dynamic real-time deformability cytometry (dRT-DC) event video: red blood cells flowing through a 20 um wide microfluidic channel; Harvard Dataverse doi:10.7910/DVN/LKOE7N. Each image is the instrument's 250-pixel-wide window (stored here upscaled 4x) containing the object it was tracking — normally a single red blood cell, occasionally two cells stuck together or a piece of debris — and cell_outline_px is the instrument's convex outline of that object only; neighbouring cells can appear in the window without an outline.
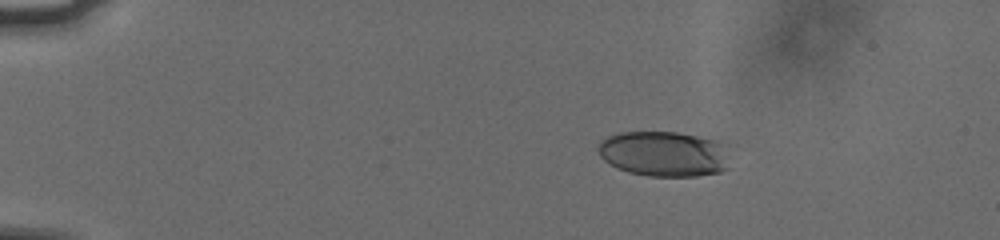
{"species": "human", "species_latin": "Homo sapiens", "temperature_condition": "cold", "stored_images_in_passage": 47, "camera_frame_rate_fps": 3000, "um_per_image_px": 0.085, "donor": {"sex": "male"}, "frame": {"image": 1, "passage_image": 1, "time_ms": 0.0, "image_size_px": [1000, 240], "cell_outline_px": [[736, 144], [728, 168], [720, 172], [696, 176], [648, 176], [628, 172], [616, 168], [604, 160], [600, 156], [600, 140], [608, 136], [620, 132], [676, 132], [728, 140]], "centroid_in_image_um": [56.66, 13.05], "position_along_channel_um": 28.3, "area_um2": 36.41}}
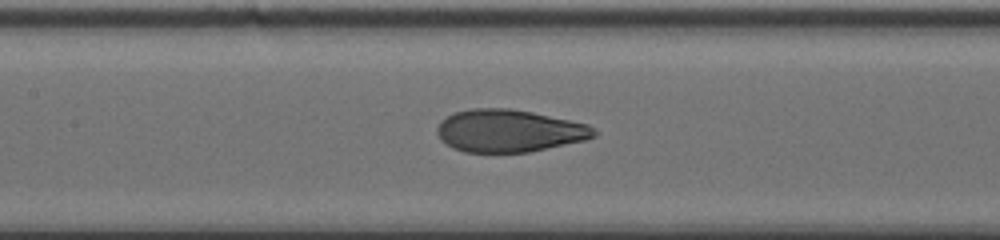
{"frame": {"image": 2, "passage_image": 19, "time_ms": 6.0, "image_size_px": [1000, 240], "cell_outline_px": [[600, 132], [596, 136], [584, 140], [528, 152], [464, 152], [452, 148], [440, 140], [436, 132], [436, 128], [440, 120], [456, 112], [472, 108], [508, 108], [532, 112], [588, 124]], "centroid_in_image_um": [43.25, 11.12], "position_along_channel_um": 164.1, "area_um2": 38.9}}
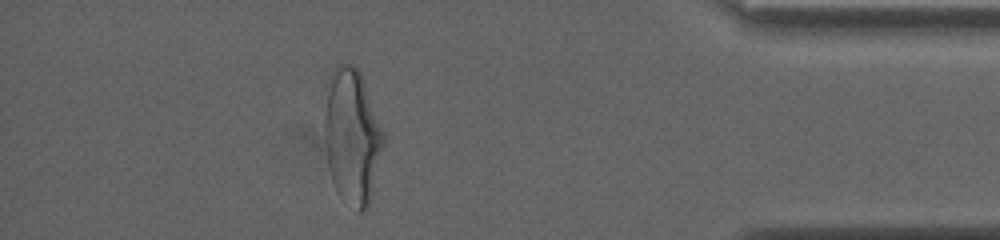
{"frame": {"image": 3, "passage_image": 41, "time_ms": 13.333, "image_size_px": [1000, 240], "cell_outline_px": [[384, 144], [368, 208], [360, 212], [356, 212], [340, 196], [332, 180], [328, 164], [324, 140], [324, 116], [332, 72], [336, 64], [352, 64], [360, 72], [384, 132]], "centroid_in_image_um": [29.94, 11.64], "position_along_channel_um": 405.3, "area_um2": 46.01}, "authors_computed_cell_mechanics": {"area_um2": 39.4196, "velocity_mm_per_s": 3.7677, "shape_relaxation_time_tau1_ms": 5.9811, "shape_relaxation_time_tau2_ms": 0.6457, "deformation_change_tau1": 0.2003, "deformation_change_tau2": 0.0664}}